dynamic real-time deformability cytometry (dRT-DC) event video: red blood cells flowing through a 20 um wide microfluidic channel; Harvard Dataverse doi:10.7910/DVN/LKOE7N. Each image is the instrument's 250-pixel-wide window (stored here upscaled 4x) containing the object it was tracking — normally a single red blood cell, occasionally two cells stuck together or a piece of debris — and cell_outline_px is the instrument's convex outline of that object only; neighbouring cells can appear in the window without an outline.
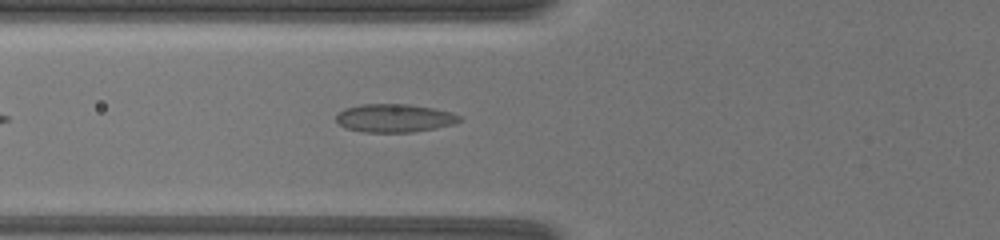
{"species": "common noctule bat (a hibernating species)", "species_latin": "Nyctalus noctula", "temperature_condition": "warm", "stored_images_in_passage": 23, "camera_frame_rate_fps": 3000, "um_per_image_px": 0.085, "animal": {"sex": "female", "body_mass_g": 19.5, "forearm_length_mm": 54.1}, "frame": {"image": 1, "passage_image": 5, "time_ms": 1.667, "image_size_px": [1000, 240], "cell_outline_px": [[460, 120], [456, 124], [436, 128], [412, 132], [364, 132], [348, 128], [340, 124], [336, 120], [336, 116], [344, 108], [360, 104], [408, 104], [432, 108], [452, 112], [460, 116]], "centroid_in_image_um": [33.55, 10.03], "position_along_channel_um": 92.3, "area_um2": 20.23}}
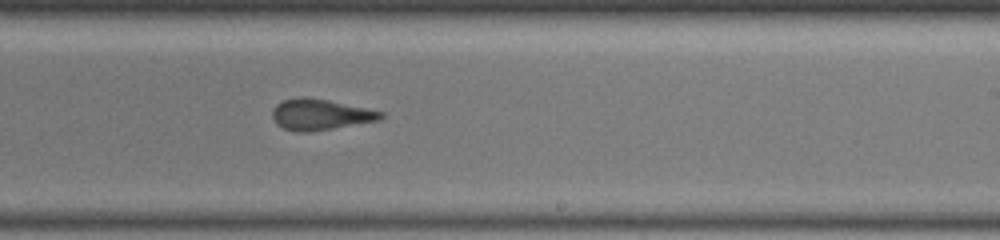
{"frame": {"image": 2, "passage_image": 15, "time_ms": 5.667, "image_size_px": [1000, 240], "cell_outline_px": [[384, 116], [380, 120], [312, 132], [292, 132], [276, 124], [272, 116], [272, 108], [276, 104], [284, 100], [300, 96], [304, 96], [328, 100], [384, 112]], "centroid_in_image_um": [27.19, 9.74], "position_along_channel_um": 261.8, "area_um2": 19.71}}
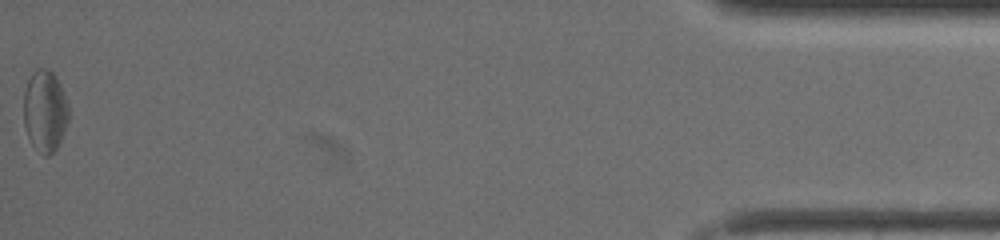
{"frame": {"image": 3, "passage_image": 23, "time_ms": 11.667, "image_size_px": [1000, 240], "cell_outline_px": [[68, 120], [64, 132], [56, 148], [48, 156], [44, 156], [32, 144], [28, 136], [24, 124], [24, 92], [28, 80], [36, 68], [48, 68], [56, 76], [64, 96], [68, 108]], "centroid_in_image_um": [3.81, 9.42], "position_along_channel_um": 431.4, "area_um2": 21.1}, "authors_computed_cell_mechanics": {"area_um2": 19.7676, "velocity_mm_per_s": 4.2331, "shape_relaxation_time_tau1_ms": null, "shape_relaxation_time_tau2_ms": 1.4795, "deformation_change_tau1": null, "deformation_change_tau2": 0.0736}}